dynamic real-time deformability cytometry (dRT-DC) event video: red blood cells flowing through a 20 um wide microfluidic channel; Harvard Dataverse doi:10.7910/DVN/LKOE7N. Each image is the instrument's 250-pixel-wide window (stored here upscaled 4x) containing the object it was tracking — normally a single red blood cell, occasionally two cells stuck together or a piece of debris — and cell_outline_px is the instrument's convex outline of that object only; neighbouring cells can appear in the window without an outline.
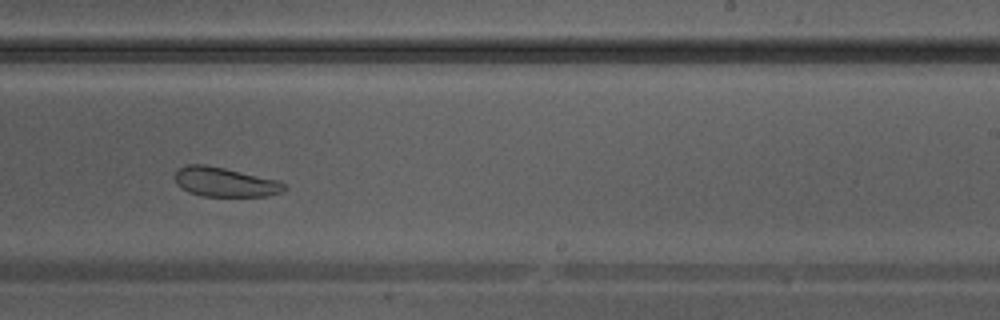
{"species": "Egyptian fruit bat (a non-hibernating species)", "species_latin": "Rousettus aegyptiacus", "temperature_condition": "warm", "stored_images_in_passage": 36, "camera_frame_rate_fps": 3000, "um_per_image_px": 0.085, "animal": {"sex": "male"}, "frame": {"image": 1, "passage_image": 21, "time_ms": 6.667, "image_size_px": [1000, 320], "cell_outline_px": [[288, 188], [284, 192], [268, 196], [204, 196], [188, 192], [180, 188], [176, 184], [176, 172], [184, 164], [204, 164], [224, 168], [280, 180]], "centroid_in_image_um": [19.15, 15.48], "position_along_channel_um": 269.8, "area_um2": 18.9}}